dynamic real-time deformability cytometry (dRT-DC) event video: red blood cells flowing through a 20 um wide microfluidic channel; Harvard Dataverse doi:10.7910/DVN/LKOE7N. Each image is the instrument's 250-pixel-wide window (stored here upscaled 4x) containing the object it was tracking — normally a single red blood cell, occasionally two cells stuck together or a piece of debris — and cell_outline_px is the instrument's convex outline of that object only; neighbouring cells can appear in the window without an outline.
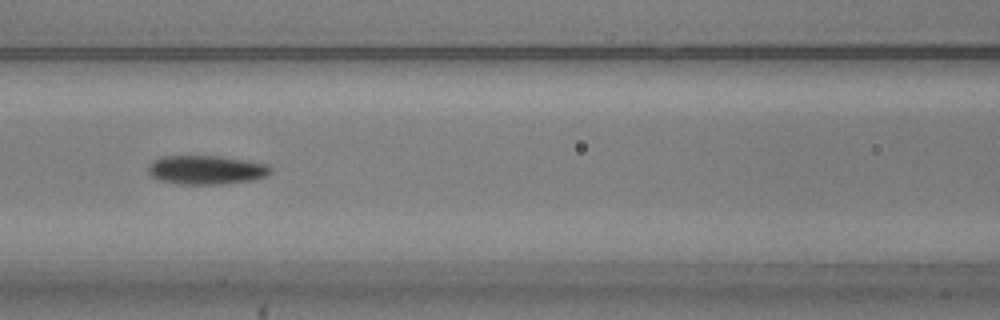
{"species": "common noctule bat (a hibernating species)", "species_latin": "Nyctalus noctula", "temperature_condition": "warm", "stored_images_in_passage": 54, "camera_frame_rate_fps": 3000, "um_per_image_px": 0.085, "animal": {"sex": "male", "body_mass_g": 20.5, "forearm_length_mm": 52.5}, "frame": {"image": 1, "passage_image": 23, "time_ms": 7.333, "image_size_px": [1000, 320], "cell_outline_px": [[272, 172], [264, 176], [252, 180], [220, 184], [180, 184], [160, 180], [152, 176], [148, 172], [148, 164], [152, 160], [160, 156], [220, 156], [268, 164], [272, 168]], "centroid_in_image_um": [17.51, 14.43], "position_along_channel_um": 149.1, "area_um2": 20.63}}
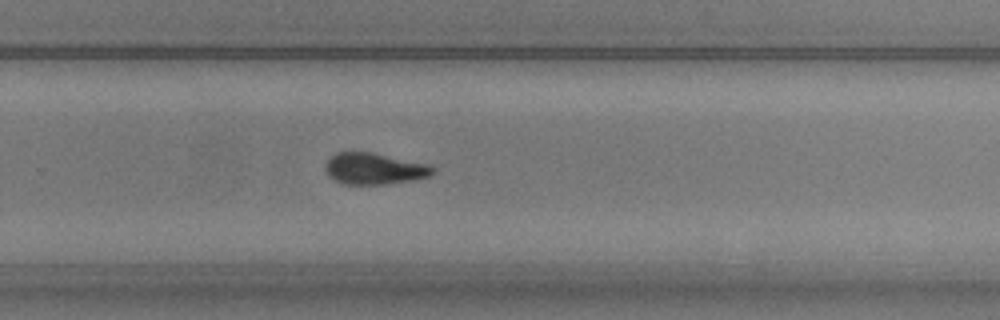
{"frame": {"image": 2, "passage_image": 35, "time_ms": 11.333, "image_size_px": [1000, 320], "cell_outline_px": [[436, 172], [428, 176], [412, 180], [384, 184], [340, 184], [332, 180], [328, 176], [324, 168], [328, 160], [336, 152], [368, 152], [432, 164], [436, 168]], "centroid_in_image_um": [31.82, 14.34], "position_along_channel_um": 298.0, "area_um2": 19.83}}
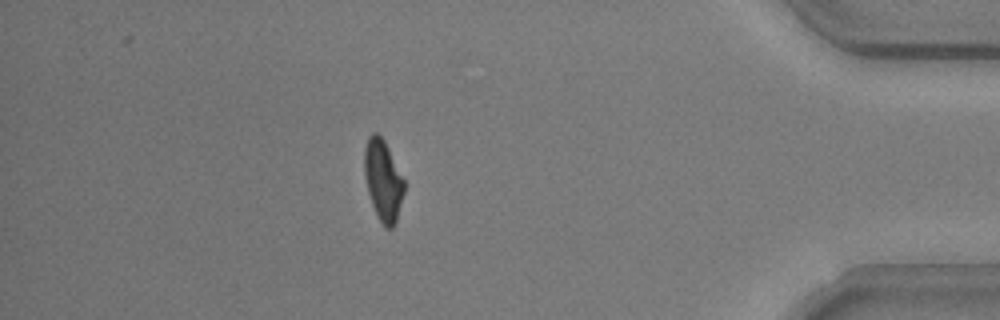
{"frame": {"image": 3, "passage_image": 47, "time_ms": 15.333, "image_size_px": [1000, 320], "cell_outline_px": [[404, 192], [396, 220], [392, 228], [384, 228], [372, 204], [368, 192], [364, 176], [364, 148], [368, 136], [372, 132], [376, 132], [384, 140], [404, 180]], "centroid_in_image_um": [32.54, 15.3], "position_along_channel_um": 402.7, "area_um2": 18.55}, "authors_computed_cell_mechanics": {"area_um2": 19.5364, "velocity_mm_per_s": 3.7399, "shape_relaxation_time_tau1_ms": 3.9132, "shape_relaxation_time_tau2_ms": 3.2491, "deformation_change_tau1": 0.1476, "deformation_change_tau2": 0.1078}}